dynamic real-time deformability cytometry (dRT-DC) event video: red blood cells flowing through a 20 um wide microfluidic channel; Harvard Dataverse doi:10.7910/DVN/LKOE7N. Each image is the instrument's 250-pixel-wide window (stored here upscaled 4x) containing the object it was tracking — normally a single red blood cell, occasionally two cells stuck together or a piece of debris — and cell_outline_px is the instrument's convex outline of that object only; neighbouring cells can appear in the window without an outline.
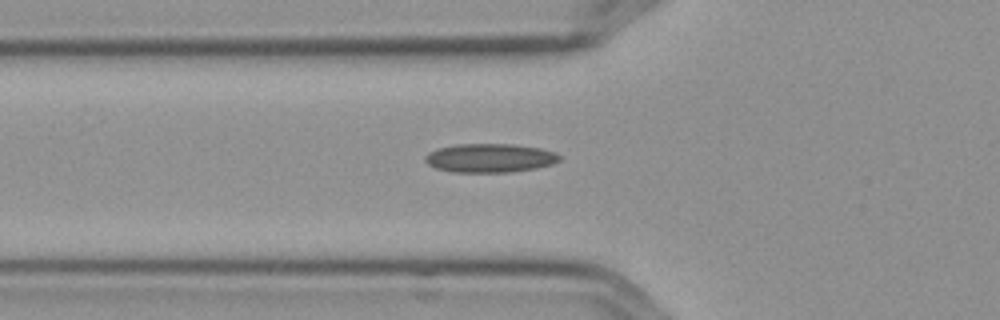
{"species": "Egyptian fruit bat (a non-hibernating species)", "species_latin": "Rousettus aegyptiacus", "temperature_condition": "cold", "stored_images_in_passage": 4, "camera_frame_rate_fps": 3000, "um_per_image_px": 0.085, "frame": {"image": 1, "passage_image": 4, "time_ms": 1.0, "image_size_px": [1000, 320], "cell_outline_px": [[560, 160], [552, 164], [536, 168], [508, 172], [452, 172], [436, 168], [428, 164], [424, 160], [424, 156], [428, 152], [436, 148], [456, 144], [516, 144], [540, 148], [556, 152], [560, 156]], "centroid_in_image_um": [41.62, 13.42], "position_along_channel_um": 84.2, "area_um2": 22.72}}